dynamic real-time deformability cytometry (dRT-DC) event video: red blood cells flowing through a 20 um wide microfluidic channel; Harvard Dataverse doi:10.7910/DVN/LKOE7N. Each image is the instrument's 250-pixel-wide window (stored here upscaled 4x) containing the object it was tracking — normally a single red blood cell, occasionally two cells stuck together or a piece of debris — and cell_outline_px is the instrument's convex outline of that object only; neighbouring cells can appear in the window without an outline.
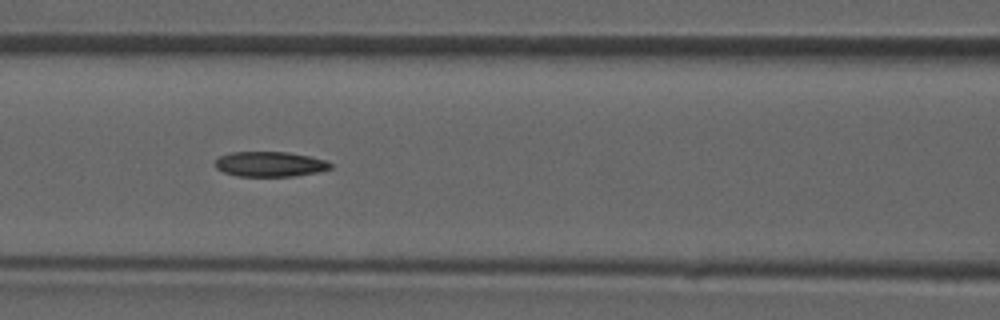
{"species": "common noctule bat (a hibernating species)", "species_latin": "Nyctalus noctula", "temperature_condition": "room temperature", "stored_images_in_passage": 48, "camera_frame_rate_fps": 3000, "um_per_image_px": 0.085, "animal": {"sex": "male", "forearm_length_mm": 52.5}, "frame": {"image": 1, "passage_image": 21, "time_ms": 6.667, "image_size_px": [1000, 320], "cell_outline_px": [[332, 168], [316, 172], [292, 176], [236, 176], [224, 172], [216, 168], [216, 160], [220, 156], [232, 152], [288, 152], [308, 156], [324, 160], [332, 164]], "centroid_in_image_um": [22.93, 13.95], "position_along_channel_um": 143.7, "area_um2": 16.65}}